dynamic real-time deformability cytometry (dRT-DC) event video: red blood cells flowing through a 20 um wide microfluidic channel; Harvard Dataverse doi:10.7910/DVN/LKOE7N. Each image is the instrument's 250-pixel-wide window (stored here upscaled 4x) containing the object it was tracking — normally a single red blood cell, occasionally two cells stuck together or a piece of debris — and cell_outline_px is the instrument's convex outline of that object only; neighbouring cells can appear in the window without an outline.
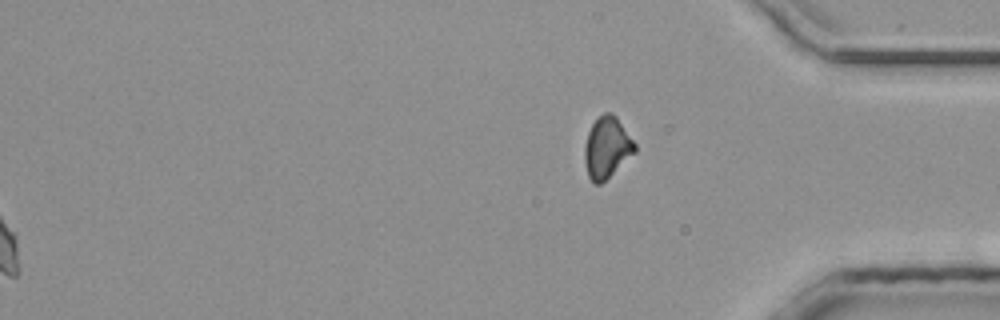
{"species": "common noctule bat (a hibernating species)", "species_latin": "Nyctalus noctula", "temperature_condition": "room temperature", "stored_images_in_passage": 40, "segment_of_instrument_passage": [2, 2], "camera_frame_rate_fps": 3000, "um_per_image_px": 0.085, "animal": {"sex": "male", "body_mass_g": 20.4}, "frame": {"image": 1, "passage_image": 40, "time_ms": 13.0, "image_size_px": [1000, 320], "cell_outline_px": [[636, 152], [600, 184], [592, 184], [588, 176], [584, 160], [584, 148], [588, 132], [592, 124], [604, 112], [612, 112], [616, 116], [636, 144]], "centroid_in_image_um": [51.58, 12.54], "position_along_channel_um": 383.6, "area_um2": 17.86}}